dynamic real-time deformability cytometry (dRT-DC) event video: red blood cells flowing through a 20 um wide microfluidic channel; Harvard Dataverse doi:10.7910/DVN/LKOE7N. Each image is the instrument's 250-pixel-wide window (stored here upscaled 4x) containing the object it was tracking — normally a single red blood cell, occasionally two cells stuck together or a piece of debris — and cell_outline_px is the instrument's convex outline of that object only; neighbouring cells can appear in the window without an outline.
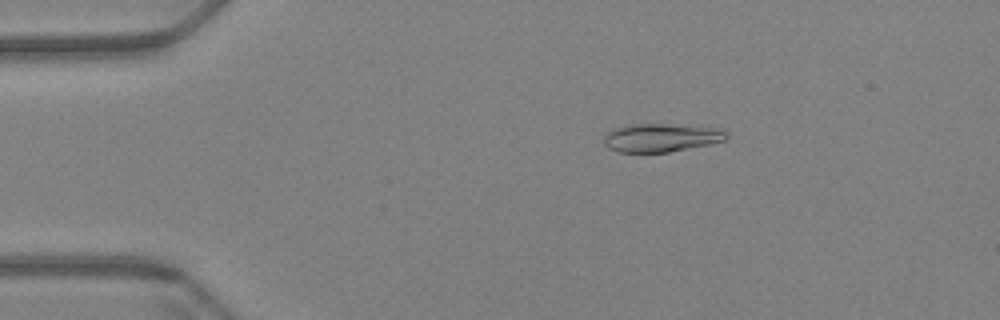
{"species": "Egyptian fruit bat (a non-hibernating species)", "species_latin": "Rousettus aegyptiacus", "temperature_condition": "warm", "stored_images_in_passage": 60, "camera_frame_rate_fps": 3000, "um_per_image_px": 0.085, "animal": {"sex": "female"}, "frame": {"image": 1, "passage_image": 11, "time_ms": 3.333, "image_size_px": [1000, 320], "cell_outline_px": [[728, 136], [724, 140], [712, 144], [668, 152], [620, 152], [608, 148], [604, 144], [604, 136], [612, 128], [628, 124], [668, 124], [716, 128], [724, 132]], "centroid_in_image_um": [56.14, 11.7], "position_along_channel_um": 28.9, "area_um2": 20.17}}
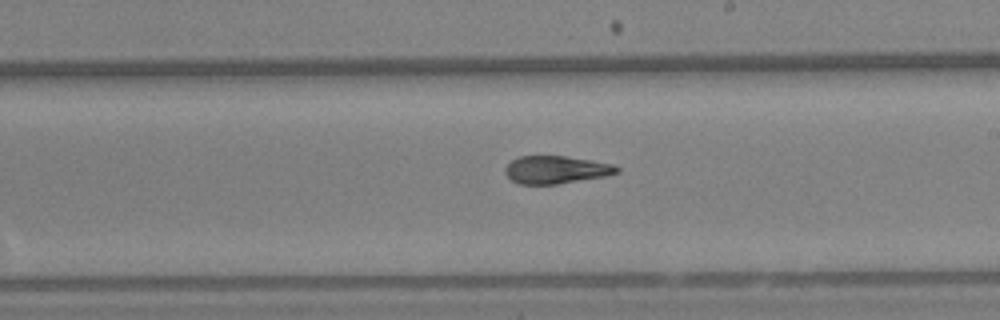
{"frame": {"image": 2, "passage_image": 35, "time_ms": 11.333, "image_size_px": [1000, 320], "cell_outline_px": [[620, 172], [608, 176], [556, 184], [516, 184], [504, 172], [504, 168], [512, 160], [520, 156], [564, 156], [612, 164], [620, 168]], "centroid_in_image_um": [47.26, 14.44], "position_along_channel_um": 241.7, "area_um2": 18.03}}
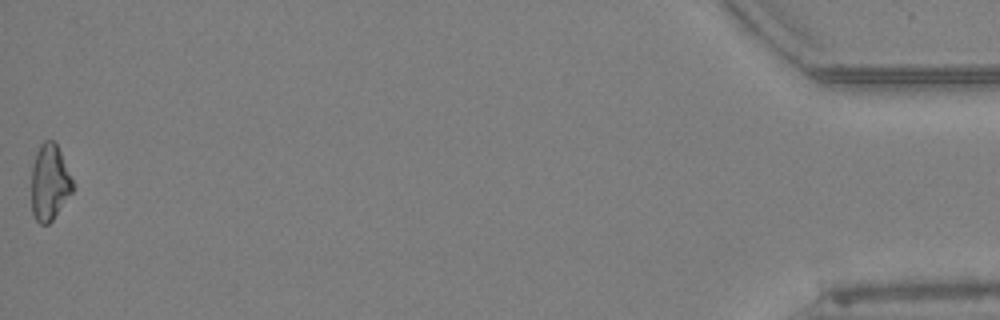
{"frame": {"image": 3, "passage_image": 60, "time_ms": 19.667, "image_size_px": [1000, 320], "cell_outline_px": [[72, 192], [52, 220], [48, 224], [40, 224], [36, 220], [32, 212], [32, 164], [36, 152], [40, 144], [44, 140], [52, 140], [56, 144], [60, 152], [72, 180]], "centroid_in_image_um": [4.18, 15.5], "position_along_channel_um": 431.0, "area_um2": 17.98}, "authors_computed_cell_mechanics": {"area_um2": 19.1318, "velocity_mm_per_s": 3.432, "shape_relaxation_time_tau1_ms": 9.7635, "shape_relaxation_time_tau2_ms": 1.7066, "deformation_change_tau1": 0.2444, "deformation_change_tau2": 0.0756}}